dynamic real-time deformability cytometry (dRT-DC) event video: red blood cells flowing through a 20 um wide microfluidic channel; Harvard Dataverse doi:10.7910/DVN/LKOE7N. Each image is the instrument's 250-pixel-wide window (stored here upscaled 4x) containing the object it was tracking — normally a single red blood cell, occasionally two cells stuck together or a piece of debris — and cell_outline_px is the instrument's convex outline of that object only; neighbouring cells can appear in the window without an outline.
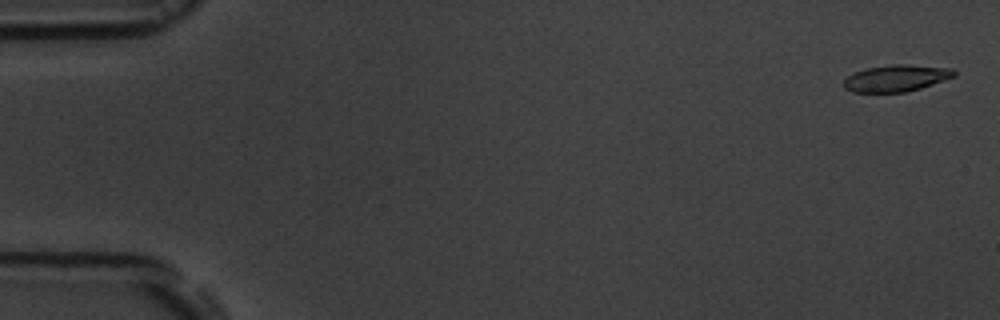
{"species": "common noctule bat (a hibernating species)", "species_latin": "Nyctalus noctula", "temperature_condition": "room temperature", "stored_images_in_passage": 6, "camera_frame_rate_fps": 3000, "um_per_image_px": 0.085, "animal": {"sex": "male", "body_mass_g": 19.5, "forearm_length_mm": 54.6}, "frame": {"image": 1, "passage_image": 1, "time_ms": 0.0, "image_size_px": [1000, 320], "cell_outline_px": [[956, 76], [920, 88], [904, 92], [852, 92], [844, 88], [844, 80], [848, 76], [856, 72], [868, 68], [892, 64], [908, 64], [952, 68], [956, 72]], "centroid_in_image_um": [76.2, 6.64], "position_along_channel_um": 8.8, "area_um2": 17.05}}